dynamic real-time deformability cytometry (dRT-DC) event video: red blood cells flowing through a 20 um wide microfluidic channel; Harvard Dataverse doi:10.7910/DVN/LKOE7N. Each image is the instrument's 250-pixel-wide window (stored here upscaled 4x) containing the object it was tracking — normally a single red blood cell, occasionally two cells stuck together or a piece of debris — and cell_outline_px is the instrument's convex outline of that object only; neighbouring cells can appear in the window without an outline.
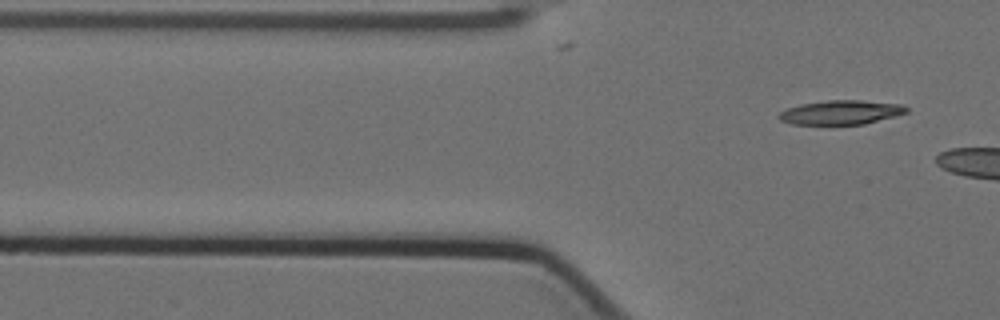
{"species": "Egyptian fruit bat (a non-hibernating species)", "species_latin": "Rousettus aegyptiacus", "temperature_condition": "cold", "stored_images_in_passage": 2, "camera_frame_rate_fps": 3000, "um_per_image_px": 0.085, "animal": {"sex": "female"}, "frame": {"image": 1, "passage_image": 2, "time_ms": 0.333, "image_size_px": [1000, 320], "cell_outline_px": [[908, 112], [896, 116], [864, 124], [792, 124], [780, 120], [776, 116], [780, 112], [788, 108], [800, 104], [828, 100], [860, 100], [904, 104], [908, 108]], "centroid_in_image_um": [71.5, 9.54], "position_along_channel_um": 54.3, "area_um2": 18.03}}